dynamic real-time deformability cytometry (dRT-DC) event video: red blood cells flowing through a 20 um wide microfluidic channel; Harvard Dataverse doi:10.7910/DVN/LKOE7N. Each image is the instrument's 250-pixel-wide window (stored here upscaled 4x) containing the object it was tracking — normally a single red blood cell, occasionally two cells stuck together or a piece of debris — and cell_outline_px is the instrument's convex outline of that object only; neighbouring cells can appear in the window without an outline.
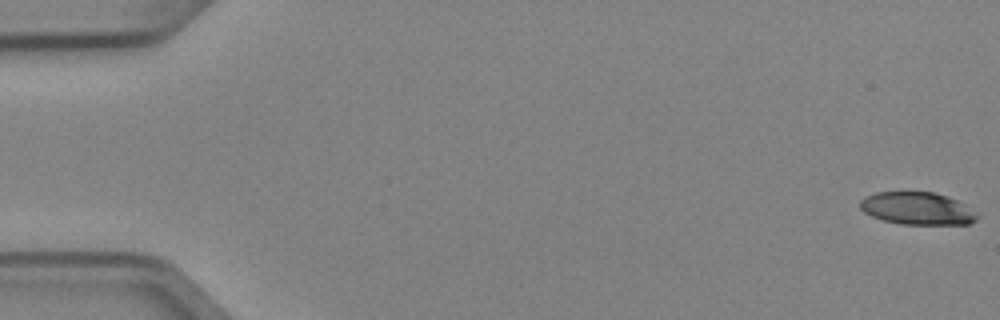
{"species": "Egyptian fruit bat (a non-hibernating species)", "species_latin": "Rousettus aegyptiacus", "temperature_condition": "cold", "stored_images_in_passage": 6, "camera_frame_rate_fps": 3000, "um_per_image_px": 0.085, "animal": {"sex": "female"}, "frame": {"image": 1, "passage_image": 1, "time_ms": 0.0, "image_size_px": [1000, 320], "cell_outline_px": [[980, 216], [976, 220], [968, 224], [900, 224], [884, 220], [872, 216], [864, 212], [860, 208], [860, 200], [864, 196], [876, 192], [932, 192], [948, 196], [956, 200]], "centroid_in_image_um": [77.93, 17.71], "position_along_channel_um": 7.1, "area_um2": 22.02}}
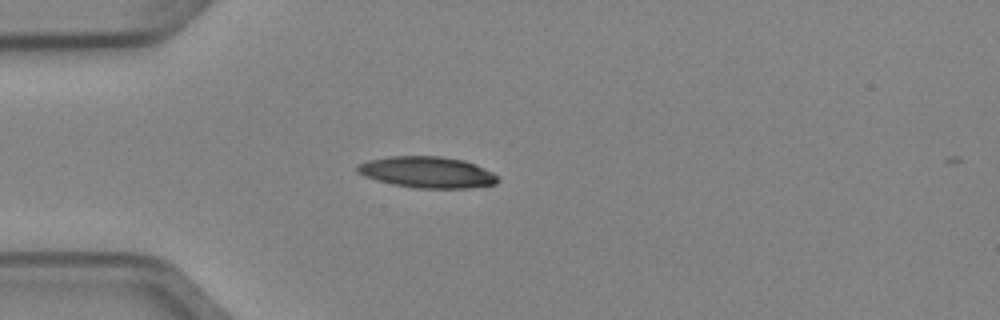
{"frame": {"image": 2, "passage_image": 5, "time_ms": 1.333, "image_size_px": [1000, 320], "cell_outline_px": [[500, 180], [496, 184], [468, 188], [416, 188], [392, 184], [376, 180], [364, 176], [356, 172], [356, 164], [368, 160], [388, 156], [440, 156], [464, 160], [476, 164], [500, 176]], "centroid_in_image_um": [36.31, 14.64], "position_along_channel_um": 48.7, "area_um2": 25.89}}